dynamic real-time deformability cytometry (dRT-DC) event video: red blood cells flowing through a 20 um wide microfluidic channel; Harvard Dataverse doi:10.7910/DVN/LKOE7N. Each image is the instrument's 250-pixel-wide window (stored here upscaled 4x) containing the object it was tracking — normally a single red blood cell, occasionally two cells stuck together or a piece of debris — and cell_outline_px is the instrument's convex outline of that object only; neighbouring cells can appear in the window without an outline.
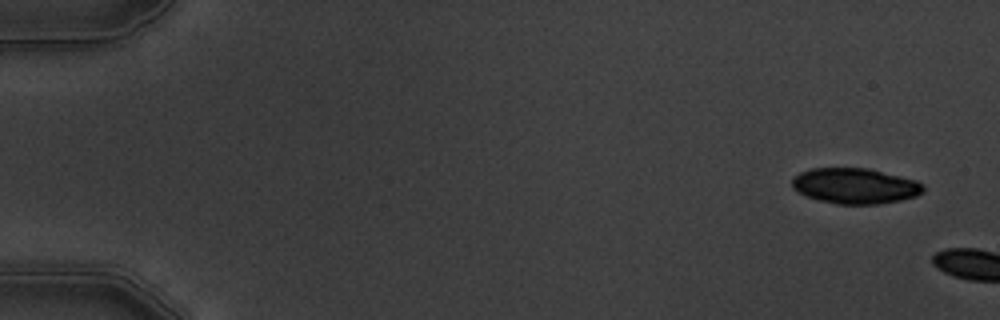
{"species": "common noctule bat (a hibernating species)", "species_latin": "Nyctalus noctula", "temperature_condition": "warm", "stored_images_in_passage": 3, "camera_frame_rate_fps": 3000, "um_per_image_px": 0.085, "animal": {"sex": "male", "body_mass_g": 19.5, "forearm_length_mm": 54.6}, "frame": {"image": 1, "passage_image": 1, "time_ms": 0.0, "image_size_px": [1000, 320], "cell_outline_px": [[924, 192], [916, 196], [900, 200], [880, 204], [836, 204], [820, 200], [808, 196], [792, 188], [792, 176], [808, 168], [868, 168], [916, 180], [924, 184]], "centroid_in_image_um": [72.68, 15.79], "position_along_channel_um": 12.3, "area_um2": 27.28}}